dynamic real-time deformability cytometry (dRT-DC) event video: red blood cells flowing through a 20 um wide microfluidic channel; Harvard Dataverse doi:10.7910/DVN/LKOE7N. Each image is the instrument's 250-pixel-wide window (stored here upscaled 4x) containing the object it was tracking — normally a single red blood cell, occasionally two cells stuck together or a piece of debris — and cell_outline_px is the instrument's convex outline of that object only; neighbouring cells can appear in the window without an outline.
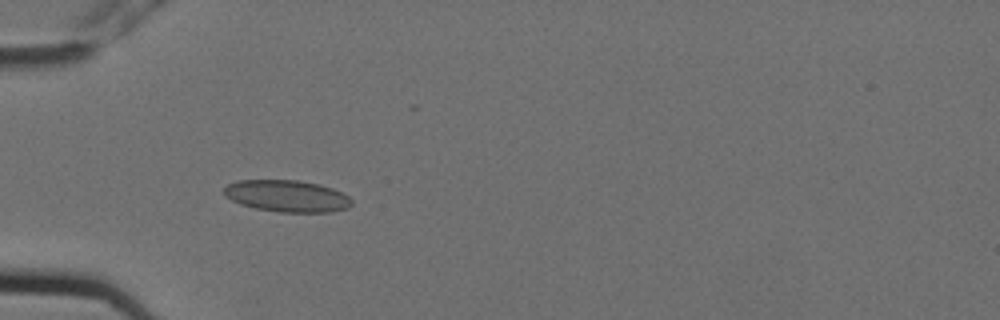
{"species": "Egyptian fruit bat (a non-hibernating species)", "species_latin": "Rousettus aegyptiacus", "temperature_condition": "cold", "stored_images_in_passage": 6, "camera_frame_rate_fps": 3000, "um_per_image_px": 0.085, "animal": {"sex": "female"}, "frame": {"image": 1, "passage_image": 5, "time_ms": 1.333, "image_size_px": [1000, 320], "cell_outline_px": [[352, 204], [348, 208], [332, 212], [280, 212], [256, 208], [240, 204], [224, 196], [224, 188], [228, 184], [240, 180], [296, 180], [320, 184], [332, 188], [348, 196], [352, 200]], "centroid_in_image_um": [24.4, 16.66], "position_along_channel_um": 60.6, "area_um2": 23.64}}